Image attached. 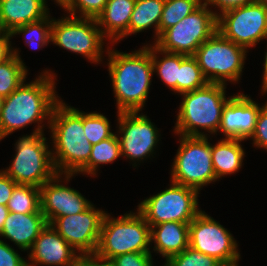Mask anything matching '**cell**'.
I'll use <instances>...</instances> for the list:
<instances>
[{
	"label": "cell",
	"instance_id": "obj_26",
	"mask_svg": "<svg viewBox=\"0 0 267 266\" xmlns=\"http://www.w3.org/2000/svg\"><path fill=\"white\" fill-rule=\"evenodd\" d=\"M161 54L163 57L159 59ZM164 54V55H163ZM151 58L153 63V71L158 73L159 78L177 93V80H179L180 54L169 53L159 50L155 45H151Z\"/></svg>",
	"mask_w": 267,
	"mask_h": 266
},
{
	"label": "cell",
	"instance_id": "obj_19",
	"mask_svg": "<svg viewBox=\"0 0 267 266\" xmlns=\"http://www.w3.org/2000/svg\"><path fill=\"white\" fill-rule=\"evenodd\" d=\"M47 224L42 212H9L0 236L14 242L22 251H29Z\"/></svg>",
	"mask_w": 267,
	"mask_h": 266
},
{
	"label": "cell",
	"instance_id": "obj_38",
	"mask_svg": "<svg viewBox=\"0 0 267 266\" xmlns=\"http://www.w3.org/2000/svg\"><path fill=\"white\" fill-rule=\"evenodd\" d=\"M18 184L3 170H0V204L6 206Z\"/></svg>",
	"mask_w": 267,
	"mask_h": 266
},
{
	"label": "cell",
	"instance_id": "obj_37",
	"mask_svg": "<svg viewBox=\"0 0 267 266\" xmlns=\"http://www.w3.org/2000/svg\"><path fill=\"white\" fill-rule=\"evenodd\" d=\"M0 239V266H27V260Z\"/></svg>",
	"mask_w": 267,
	"mask_h": 266
},
{
	"label": "cell",
	"instance_id": "obj_27",
	"mask_svg": "<svg viewBox=\"0 0 267 266\" xmlns=\"http://www.w3.org/2000/svg\"><path fill=\"white\" fill-rule=\"evenodd\" d=\"M120 156H122L120 143L115 133L112 137L92 145L88 163L78 173L95 176L100 164L112 163Z\"/></svg>",
	"mask_w": 267,
	"mask_h": 266
},
{
	"label": "cell",
	"instance_id": "obj_44",
	"mask_svg": "<svg viewBox=\"0 0 267 266\" xmlns=\"http://www.w3.org/2000/svg\"><path fill=\"white\" fill-rule=\"evenodd\" d=\"M68 266H88V255L79 257L73 264Z\"/></svg>",
	"mask_w": 267,
	"mask_h": 266
},
{
	"label": "cell",
	"instance_id": "obj_15",
	"mask_svg": "<svg viewBox=\"0 0 267 266\" xmlns=\"http://www.w3.org/2000/svg\"><path fill=\"white\" fill-rule=\"evenodd\" d=\"M105 211L93 204L84 212L55 218L50 225L81 256L96 252Z\"/></svg>",
	"mask_w": 267,
	"mask_h": 266
},
{
	"label": "cell",
	"instance_id": "obj_20",
	"mask_svg": "<svg viewBox=\"0 0 267 266\" xmlns=\"http://www.w3.org/2000/svg\"><path fill=\"white\" fill-rule=\"evenodd\" d=\"M136 0H108L103 12L97 17L102 34L111 43L128 36V27Z\"/></svg>",
	"mask_w": 267,
	"mask_h": 266
},
{
	"label": "cell",
	"instance_id": "obj_41",
	"mask_svg": "<svg viewBox=\"0 0 267 266\" xmlns=\"http://www.w3.org/2000/svg\"><path fill=\"white\" fill-rule=\"evenodd\" d=\"M88 266H115L111 260L99 258L95 254L88 255Z\"/></svg>",
	"mask_w": 267,
	"mask_h": 266
},
{
	"label": "cell",
	"instance_id": "obj_49",
	"mask_svg": "<svg viewBox=\"0 0 267 266\" xmlns=\"http://www.w3.org/2000/svg\"><path fill=\"white\" fill-rule=\"evenodd\" d=\"M66 0H55V2L61 6Z\"/></svg>",
	"mask_w": 267,
	"mask_h": 266
},
{
	"label": "cell",
	"instance_id": "obj_25",
	"mask_svg": "<svg viewBox=\"0 0 267 266\" xmlns=\"http://www.w3.org/2000/svg\"><path fill=\"white\" fill-rule=\"evenodd\" d=\"M13 56L0 63V96L6 98L27 78V68L19 56L18 49H12Z\"/></svg>",
	"mask_w": 267,
	"mask_h": 266
},
{
	"label": "cell",
	"instance_id": "obj_9",
	"mask_svg": "<svg viewBox=\"0 0 267 266\" xmlns=\"http://www.w3.org/2000/svg\"><path fill=\"white\" fill-rule=\"evenodd\" d=\"M207 7L203 2L176 25L166 29L154 45L164 52L194 55L199 46L217 31L218 13Z\"/></svg>",
	"mask_w": 267,
	"mask_h": 266
},
{
	"label": "cell",
	"instance_id": "obj_16",
	"mask_svg": "<svg viewBox=\"0 0 267 266\" xmlns=\"http://www.w3.org/2000/svg\"><path fill=\"white\" fill-rule=\"evenodd\" d=\"M61 175L57 173L39 188L41 211L48 224L57 217L84 212L92 205L79 191L60 184Z\"/></svg>",
	"mask_w": 267,
	"mask_h": 266
},
{
	"label": "cell",
	"instance_id": "obj_5",
	"mask_svg": "<svg viewBox=\"0 0 267 266\" xmlns=\"http://www.w3.org/2000/svg\"><path fill=\"white\" fill-rule=\"evenodd\" d=\"M150 243V225L138 211H130L118 218H112L105 213L94 254L102 259L112 260L125 253L151 252Z\"/></svg>",
	"mask_w": 267,
	"mask_h": 266
},
{
	"label": "cell",
	"instance_id": "obj_3",
	"mask_svg": "<svg viewBox=\"0 0 267 266\" xmlns=\"http://www.w3.org/2000/svg\"><path fill=\"white\" fill-rule=\"evenodd\" d=\"M48 127L54 143L51 152L55 169L65 175L68 183L88 163L91 154L92 144L83 130V111L61 100L53 108Z\"/></svg>",
	"mask_w": 267,
	"mask_h": 266
},
{
	"label": "cell",
	"instance_id": "obj_36",
	"mask_svg": "<svg viewBox=\"0 0 267 266\" xmlns=\"http://www.w3.org/2000/svg\"><path fill=\"white\" fill-rule=\"evenodd\" d=\"M251 139L253 140L254 146L267 151V101L260 109Z\"/></svg>",
	"mask_w": 267,
	"mask_h": 266
},
{
	"label": "cell",
	"instance_id": "obj_34",
	"mask_svg": "<svg viewBox=\"0 0 267 266\" xmlns=\"http://www.w3.org/2000/svg\"><path fill=\"white\" fill-rule=\"evenodd\" d=\"M171 266H218L220 261L199 251L187 247L181 253L171 256L168 260Z\"/></svg>",
	"mask_w": 267,
	"mask_h": 266
},
{
	"label": "cell",
	"instance_id": "obj_4",
	"mask_svg": "<svg viewBox=\"0 0 267 266\" xmlns=\"http://www.w3.org/2000/svg\"><path fill=\"white\" fill-rule=\"evenodd\" d=\"M225 84L208 83L205 87L180 94L183 99L177 114L174 132L183 136L217 134L223 107L232 97L225 96Z\"/></svg>",
	"mask_w": 267,
	"mask_h": 266
},
{
	"label": "cell",
	"instance_id": "obj_33",
	"mask_svg": "<svg viewBox=\"0 0 267 266\" xmlns=\"http://www.w3.org/2000/svg\"><path fill=\"white\" fill-rule=\"evenodd\" d=\"M107 2L108 0H66L61 7L71 16L97 19Z\"/></svg>",
	"mask_w": 267,
	"mask_h": 266
},
{
	"label": "cell",
	"instance_id": "obj_35",
	"mask_svg": "<svg viewBox=\"0 0 267 266\" xmlns=\"http://www.w3.org/2000/svg\"><path fill=\"white\" fill-rule=\"evenodd\" d=\"M151 252H130L116 256L111 261L115 266H154Z\"/></svg>",
	"mask_w": 267,
	"mask_h": 266
},
{
	"label": "cell",
	"instance_id": "obj_48",
	"mask_svg": "<svg viewBox=\"0 0 267 266\" xmlns=\"http://www.w3.org/2000/svg\"><path fill=\"white\" fill-rule=\"evenodd\" d=\"M4 99L2 96H0V115H1V110H2V107H3V103H4Z\"/></svg>",
	"mask_w": 267,
	"mask_h": 266
},
{
	"label": "cell",
	"instance_id": "obj_8",
	"mask_svg": "<svg viewBox=\"0 0 267 266\" xmlns=\"http://www.w3.org/2000/svg\"><path fill=\"white\" fill-rule=\"evenodd\" d=\"M247 50L216 31L193 55L209 83L238 82Z\"/></svg>",
	"mask_w": 267,
	"mask_h": 266
},
{
	"label": "cell",
	"instance_id": "obj_31",
	"mask_svg": "<svg viewBox=\"0 0 267 266\" xmlns=\"http://www.w3.org/2000/svg\"><path fill=\"white\" fill-rule=\"evenodd\" d=\"M204 0H165L159 23V36L168 28L176 25L185 16L196 10Z\"/></svg>",
	"mask_w": 267,
	"mask_h": 266
},
{
	"label": "cell",
	"instance_id": "obj_40",
	"mask_svg": "<svg viewBox=\"0 0 267 266\" xmlns=\"http://www.w3.org/2000/svg\"><path fill=\"white\" fill-rule=\"evenodd\" d=\"M10 33L0 35V63H3L13 56Z\"/></svg>",
	"mask_w": 267,
	"mask_h": 266
},
{
	"label": "cell",
	"instance_id": "obj_2",
	"mask_svg": "<svg viewBox=\"0 0 267 266\" xmlns=\"http://www.w3.org/2000/svg\"><path fill=\"white\" fill-rule=\"evenodd\" d=\"M108 71L118 112H140L148 97L153 76L151 45L132 53L107 48Z\"/></svg>",
	"mask_w": 267,
	"mask_h": 266
},
{
	"label": "cell",
	"instance_id": "obj_46",
	"mask_svg": "<svg viewBox=\"0 0 267 266\" xmlns=\"http://www.w3.org/2000/svg\"><path fill=\"white\" fill-rule=\"evenodd\" d=\"M6 33L8 32L5 30L2 17H1V9H0V35L6 34Z\"/></svg>",
	"mask_w": 267,
	"mask_h": 266
},
{
	"label": "cell",
	"instance_id": "obj_14",
	"mask_svg": "<svg viewBox=\"0 0 267 266\" xmlns=\"http://www.w3.org/2000/svg\"><path fill=\"white\" fill-rule=\"evenodd\" d=\"M121 155L135 162L149 158L156 149L159 141L158 128L151 122L148 116L136 112H118ZM139 113V114H138Z\"/></svg>",
	"mask_w": 267,
	"mask_h": 266
},
{
	"label": "cell",
	"instance_id": "obj_21",
	"mask_svg": "<svg viewBox=\"0 0 267 266\" xmlns=\"http://www.w3.org/2000/svg\"><path fill=\"white\" fill-rule=\"evenodd\" d=\"M189 224L181 222H164L150 226L153 250L168 260L189 247Z\"/></svg>",
	"mask_w": 267,
	"mask_h": 266
},
{
	"label": "cell",
	"instance_id": "obj_10",
	"mask_svg": "<svg viewBox=\"0 0 267 266\" xmlns=\"http://www.w3.org/2000/svg\"><path fill=\"white\" fill-rule=\"evenodd\" d=\"M198 194L193 188L171 182L168 189L144 199L137 211L150 226L173 221L190 223L202 211Z\"/></svg>",
	"mask_w": 267,
	"mask_h": 266
},
{
	"label": "cell",
	"instance_id": "obj_45",
	"mask_svg": "<svg viewBox=\"0 0 267 266\" xmlns=\"http://www.w3.org/2000/svg\"><path fill=\"white\" fill-rule=\"evenodd\" d=\"M238 262H239V259L228 261V262H220L218 266H238L237 264Z\"/></svg>",
	"mask_w": 267,
	"mask_h": 266
},
{
	"label": "cell",
	"instance_id": "obj_29",
	"mask_svg": "<svg viewBox=\"0 0 267 266\" xmlns=\"http://www.w3.org/2000/svg\"><path fill=\"white\" fill-rule=\"evenodd\" d=\"M6 206L9 212L23 214L42 212L39 187L18 184Z\"/></svg>",
	"mask_w": 267,
	"mask_h": 266
},
{
	"label": "cell",
	"instance_id": "obj_23",
	"mask_svg": "<svg viewBox=\"0 0 267 266\" xmlns=\"http://www.w3.org/2000/svg\"><path fill=\"white\" fill-rule=\"evenodd\" d=\"M241 141L243 140L224 138L211 145L212 164L217 180L242 168L245 151Z\"/></svg>",
	"mask_w": 267,
	"mask_h": 266
},
{
	"label": "cell",
	"instance_id": "obj_42",
	"mask_svg": "<svg viewBox=\"0 0 267 266\" xmlns=\"http://www.w3.org/2000/svg\"><path fill=\"white\" fill-rule=\"evenodd\" d=\"M267 38V36L265 37V39ZM265 59H264V72H263V84H262V94L266 93L267 92V51L265 53Z\"/></svg>",
	"mask_w": 267,
	"mask_h": 266
},
{
	"label": "cell",
	"instance_id": "obj_32",
	"mask_svg": "<svg viewBox=\"0 0 267 266\" xmlns=\"http://www.w3.org/2000/svg\"><path fill=\"white\" fill-rule=\"evenodd\" d=\"M110 127L108 118L103 114L83 111L84 134L92 145L112 137L115 133H112Z\"/></svg>",
	"mask_w": 267,
	"mask_h": 266
},
{
	"label": "cell",
	"instance_id": "obj_12",
	"mask_svg": "<svg viewBox=\"0 0 267 266\" xmlns=\"http://www.w3.org/2000/svg\"><path fill=\"white\" fill-rule=\"evenodd\" d=\"M217 31L246 50L252 48L267 36V5L254 2L218 14Z\"/></svg>",
	"mask_w": 267,
	"mask_h": 266
},
{
	"label": "cell",
	"instance_id": "obj_47",
	"mask_svg": "<svg viewBox=\"0 0 267 266\" xmlns=\"http://www.w3.org/2000/svg\"><path fill=\"white\" fill-rule=\"evenodd\" d=\"M255 3L267 5V0H254Z\"/></svg>",
	"mask_w": 267,
	"mask_h": 266
},
{
	"label": "cell",
	"instance_id": "obj_7",
	"mask_svg": "<svg viewBox=\"0 0 267 266\" xmlns=\"http://www.w3.org/2000/svg\"><path fill=\"white\" fill-rule=\"evenodd\" d=\"M180 146L171 170V182L193 188L217 181L208 136L180 135Z\"/></svg>",
	"mask_w": 267,
	"mask_h": 266
},
{
	"label": "cell",
	"instance_id": "obj_50",
	"mask_svg": "<svg viewBox=\"0 0 267 266\" xmlns=\"http://www.w3.org/2000/svg\"><path fill=\"white\" fill-rule=\"evenodd\" d=\"M165 262H166V263H165V265H163V266H171L167 260H166Z\"/></svg>",
	"mask_w": 267,
	"mask_h": 266
},
{
	"label": "cell",
	"instance_id": "obj_13",
	"mask_svg": "<svg viewBox=\"0 0 267 266\" xmlns=\"http://www.w3.org/2000/svg\"><path fill=\"white\" fill-rule=\"evenodd\" d=\"M189 247L220 262L241 258L232 234L205 211L189 224Z\"/></svg>",
	"mask_w": 267,
	"mask_h": 266
},
{
	"label": "cell",
	"instance_id": "obj_11",
	"mask_svg": "<svg viewBox=\"0 0 267 266\" xmlns=\"http://www.w3.org/2000/svg\"><path fill=\"white\" fill-rule=\"evenodd\" d=\"M105 38L94 18L71 15L57 20L52 18L51 42L83 55L92 63H101Z\"/></svg>",
	"mask_w": 267,
	"mask_h": 266
},
{
	"label": "cell",
	"instance_id": "obj_28",
	"mask_svg": "<svg viewBox=\"0 0 267 266\" xmlns=\"http://www.w3.org/2000/svg\"><path fill=\"white\" fill-rule=\"evenodd\" d=\"M209 82L204 77L197 59L193 55L180 54L177 93L183 94L205 87Z\"/></svg>",
	"mask_w": 267,
	"mask_h": 266
},
{
	"label": "cell",
	"instance_id": "obj_17",
	"mask_svg": "<svg viewBox=\"0 0 267 266\" xmlns=\"http://www.w3.org/2000/svg\"><path fill=\"white\" fill-rule=\"evenodd\" d=\"M248 95L237 93L223 107L220 130L227 139L245 140L254 133L260 109Z\"/></svg>",
	"mask_w": 267,
	"mask_h": 266
},
{
	"label": "cell",
	"instance_id": "obj_1",
	"mask_svg": "<svg viewBox=\"0 0 267 266\" xmlns=\"http://www.w3.org/2000/svg\"><path fill=\"white\" fill-rule=\"evenodd\" d=\"M49 71H43L29 84L23 82L4 99L0 115V141L32 123L38 124L33 132L43 131L42 122L45 119L50 124L53 108L60 99L55 90V74Z\"/></svg>",
	"mask_w": 267,
	"mask_h": 266
},
{
	"label": "cell",
	"instance_id": "obj_43",
	"mask_svg": "<svg viewBox=\"0 0 267 266\" xmlns=\"http://www.w3.org/2000/svg\"><path fill=\"white\" fill-rule=\"evenodd\" d=\"M8 214H9V210H8L7 206L0 204V233L2 231L4 222H5Z\"/></svg>",
	"mask_w": 267,
	"mask_h": 266
},
{
	"label": "cell",
	"instance_id": "obj_22",
	"mask_svg": "<svg viewBox=\"0 0 267 266\" xmlns=\"http://www.w3.org/2000/svg\"><path fill=\"white\" fill-rule=\"evenodd\" d=\"M46 0H0L1 17L8 33L49 15Z\"/></svg>",
	"mask_w": 267,
	"mask_h": 266
},
{
	"label": "cell",
	"instance_id": "obj_39",
	"mask_svg": "<svg viewBox=\"0 0 267 266\" xmlns=\"http://www.w3.org/2000/svg\"><path fill=\"white\" fill-rule=\"evenodd\" d=\"M207 5L219 8V14L232 8L254 3V0H204Z\"/></svg>",
	"mask_w": 267,
	"mask_h": 266
},
{
	"label": "cell",
	"instance_id": "obj_18",
	"mask_svg": "<svg viewBox=\"0 0 267 266\" xmlns=\"http://www.w3.org/2000/svg\"><path fill=\"white\" fill-rule=\"evenodd\" d=\"M30 251L28 258L32 263L27 266H68L81 257L50 224L40 232Z\"/></svg>",
	"mask_w": 267,
	"mask_h": 266
},
{
	"label": "cell",
	"instance_id": "obj_30",
	"mask_svg": "<svg viewBox=\"0 0 267 266\" xmlns=\"http://www.w3.org/2000/svg\"><path fill=\"white\" fill-rule=\"evenodd\" d=\"M51 28L52 18L50 16L43 18L42 20L27 23L15 28L10 35L15 36L22 34L25 39V44L34 49L44 48L49 42H51Z\"/></svg>",
	"mask_w": 267,
	"mask_h": 266
},
{
	"label": "cell",
	"instance_id": "obj_6",
	"mask_svg": "<svg viewBox=\"0 0 267 266\" xmlns=\"http://www.w3.org/2000/svg\"><path fill=\"white\" fill-rule=\"evenodd\" d=\"M46 141L44 131H36L19 138L15 143L16 154L13 161L3 171L17 184L40 188L57 174L52 149H48Z\"/></svg>",
	"mask_w": 267,
	"mask_h": 266
},
{
	"label": "cell",
	"instance_id": "obj_24",
	"mask_svg": "<svg viewBox=\"0 0 267 266\" xmlns=\"http://www.w3.org/2000/svg\"><path fill=\"white\" fill-rule=\"evenodd\" d=\"M165 0H136L128 27V35L137 34L154 26L155 41L159 37V23Z\"/></svg>",
	"mask_w": 267,
	"mask_h": 266
}]
</instances>
